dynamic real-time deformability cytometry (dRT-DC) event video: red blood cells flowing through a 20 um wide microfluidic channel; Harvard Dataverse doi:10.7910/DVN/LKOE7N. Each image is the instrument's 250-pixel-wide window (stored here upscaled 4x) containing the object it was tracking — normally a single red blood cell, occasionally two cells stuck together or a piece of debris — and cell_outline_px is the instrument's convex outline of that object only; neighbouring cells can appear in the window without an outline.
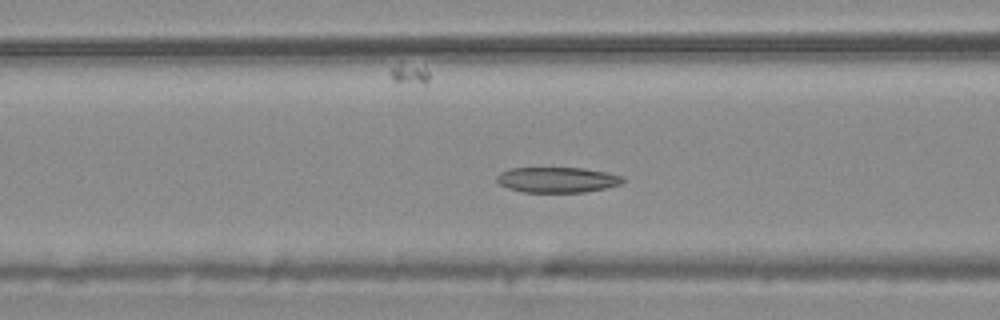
{"species": "common noctule bat (a hibernating species)", "species_latin": "Nyctalus noctula", "temperature_condition": "warm", "stored_images_in_passage": 56, "camera_frame_rate_fps": 3000, "um_per_image_px": 0.085, "animal": {"sex": "male", "body_mass_g": 20.4}, "frame": {"image": 1, "passage_image": 22, "time_ms": 7.0, "image_size_px": [1000, 320], "cell_outline_px": [[624, 180], [620, 184], [604, 188], [584, 192], [524, 192], [508, 188], [500, 184], [496, 180], [496, 176], [500, 172], [508, 168], [584, 168], [608, 172], [624, 176]], "centroid_in_image_um": [47.36, 15.27], "position_along_channel_um": 119.2, "area_um2": 18.73}}
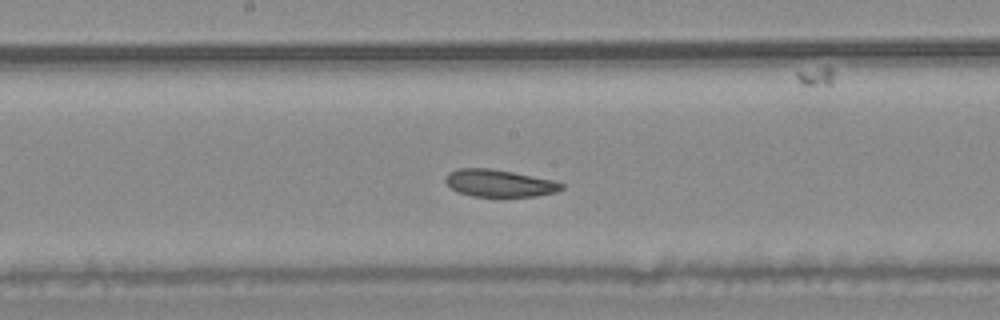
{"frame": {"image": 2, "passage_image": 29, "time_ms": 9.333, "image_size_px": [1000, 320], "cell_outline_px": [[564, 188], [556, 192], [536, 196], [472, 196], [460, 192], [452, 188], [444, 180], [444, 176], [448, 172], [456, 168], [492, 168], [552, 180], [564, 184]], "centroid_in_image_um": [42.41, 15.56], "position_along_channel_um": 205.8, "area_um2": 18.32}}
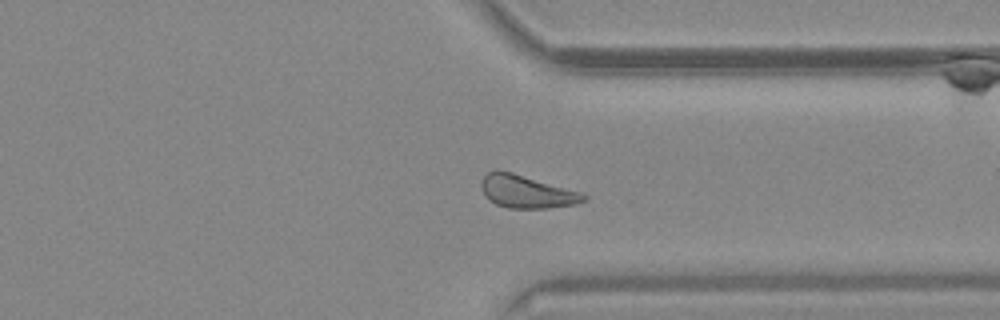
{"frame": {"image": 3, "passage_image": 42, "time_ms": 13.667, "image_size_px": [1000, 320], "cell_outline_px": [[588, 196], [584, 200], [576, 204], [548, 208], [508, 208], [496, 204], [488, 200], [480, 184], [480, 180], [488, 172], [496, 168], [512, 172], [580, 192]], "centroid_in_image_um": [44.71, 16.28], "position_along_channel_um": 366.7, "area_um2": 19.54}}